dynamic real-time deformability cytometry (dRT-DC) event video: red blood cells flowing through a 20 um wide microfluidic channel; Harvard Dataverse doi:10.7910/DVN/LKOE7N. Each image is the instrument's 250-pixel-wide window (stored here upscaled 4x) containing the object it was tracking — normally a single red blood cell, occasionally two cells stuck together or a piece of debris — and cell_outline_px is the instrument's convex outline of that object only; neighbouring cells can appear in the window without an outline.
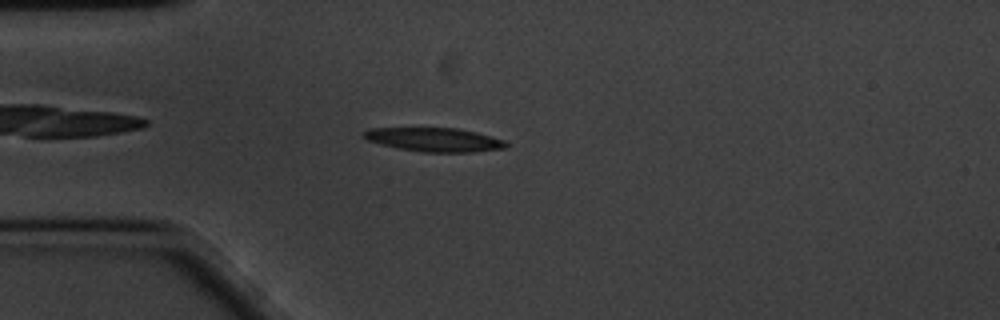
{"species": "common noctule bat (a hibernating species)", "species_latin": "Nyctalus noctula", "temperature_condition": "cold", "stored_images_in_passage": 49, "camera_frame_rate_fps": 3000, "um_per_image_px": 0.085, "animal": {"sex": "male", "body_mass_g": 20.1, "forearm_length_mm": 53.5}, "frame": {"image": 1, "passage_image": 5, "time_ms": 1.333, "image_size_px": [1000, 320], "cell_outline_px": [[508, 144], [504, 148], [472, 152], [424, 152], [396, 148], [380, 144], [368, 140], [360, 136], [360, 132], [368, 128], [456, 128], [476, 132], [492, 136], [504, 140]], "centroid_in_image_um": [36.85, 11.86], "position_along_channel_um": 48.1, "area_um2": 19.88}}
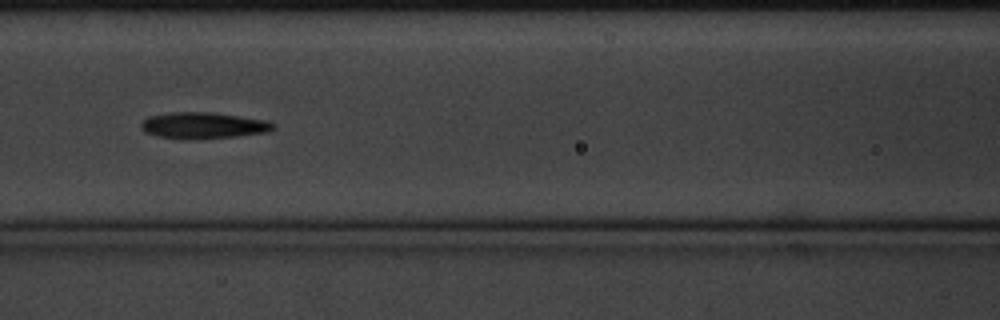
{"frame": {"image": 2, "passage_image": 15, "time_ms": 4.667, "image_size_px": [1000, 320], "cell_outline_px": [[276, 128], [268, 132], [236, 136], [192, 140], [180, 140], [156, 136], [144, 132], [140, 128], [140, 124], [148, 116], [172, 112], [212, 112], [268, 120], [276, 124]], "centroid_in_image_um": [17.27, 10.67], "position_along_channel_um": 149.3, "area_um2": 20.75}}
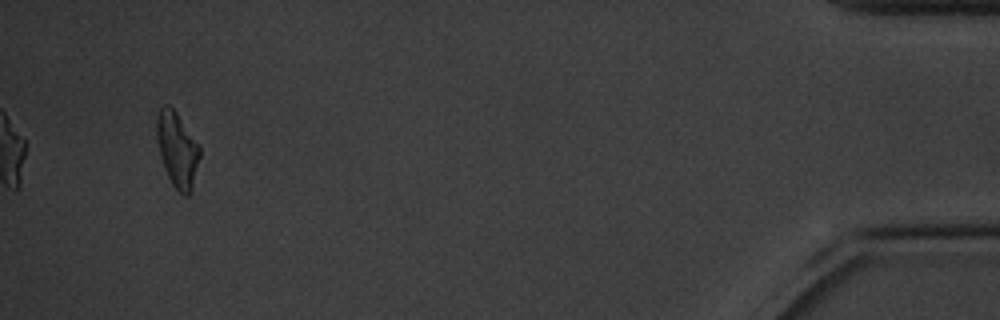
{"frame": {"image": 3, "passage_image": 46, "time_ms": 15.0, "image_size_px": [1000, 320], "cell_outline_px": [[200, 156], [192, 192], [188, 196], [184, 196], [172, 184], [164, 168], [156, 136], [156, 120], [160, 108], [164, 104], [168, 104], [176, 112], [200, 148]], "centroid_in_image_um": [15.06, 12.74], "position_along_channel_um": 420.1, "area_um2": 18.61}, "authors_computed_cell_mechanics": {"area_um2": 19.4786, "velocity_mm_per_s": 3.3654, "shape_relaxation_time_tau1_ms": 4.9653, "shape_relaxation_time_tau2_ms": 9.0375, "deformation_change_tau1": 0.1503, "deformation_change_tau2": 0.2178}}